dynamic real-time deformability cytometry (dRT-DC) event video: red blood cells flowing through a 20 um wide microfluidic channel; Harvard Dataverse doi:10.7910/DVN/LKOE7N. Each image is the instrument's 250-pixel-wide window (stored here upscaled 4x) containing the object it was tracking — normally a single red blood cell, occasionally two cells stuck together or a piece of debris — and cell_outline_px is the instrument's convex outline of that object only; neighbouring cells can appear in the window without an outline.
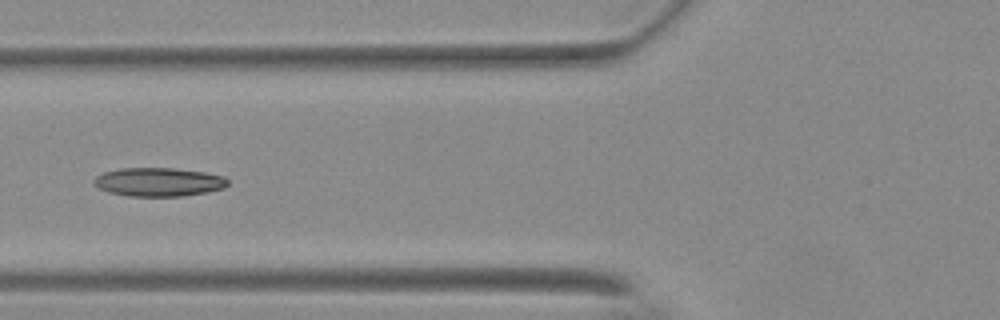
{"species": "Egyptian fruit bat (a non-hibernating species)", "species_latin": "Rousettus aegyptiacus", "temperature_condition": "warm", "stored_images_in_passage": 31, "camera_frame_rate_fps": 3000, "um_per_image_px": 0.085, "animal": {"sex": "female"}, "frame": {"image": 1, "passage_image": 22, "time_ms": 7.0, "image_size_px": [1000, 320], "cell_outline_px": [[228, 184], [224, 188], [208, 192], [184, 196], [128, 196], [108, 192], [92, 184], [92, 180], [96, 176], [104, 172], [120, 168], [172, 168], [204, 172], [224, 176], [228, 180]], "centroid_in_image_um": [13.47, 15.47], "position_along_channel_um": 112.3, "area_um2": 22.48}}